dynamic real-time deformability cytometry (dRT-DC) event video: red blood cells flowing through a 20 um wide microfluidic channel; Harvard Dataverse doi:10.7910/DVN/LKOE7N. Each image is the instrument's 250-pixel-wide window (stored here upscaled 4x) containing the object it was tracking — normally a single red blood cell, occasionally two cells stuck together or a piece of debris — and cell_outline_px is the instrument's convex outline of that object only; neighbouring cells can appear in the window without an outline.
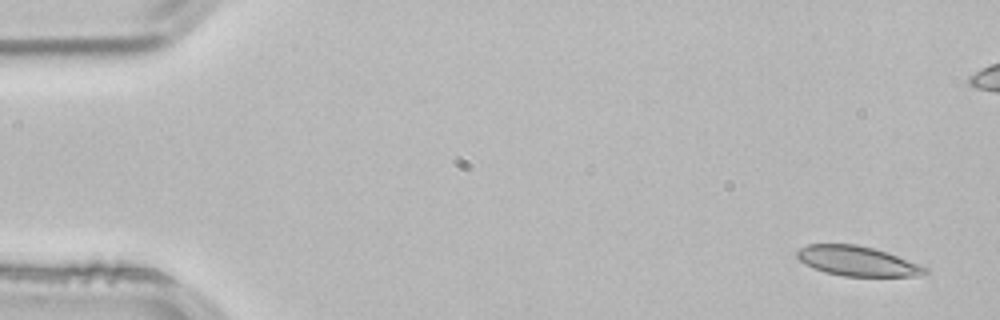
{"species": "common noctule bat (a hibernating species)", "species_latin": "Nyctalus noctula", "temperature_condition": "room temperature", "stored_images_in_passage": 15, "camera_frame_rate_fps": 3000, "um_per_image_px": 0.085, "animal": {"sex": "male", "body_mass_g": 21.5, "forearm_length_mm": 52.0}, "frame": {"image": 1, "passage_image": 1, "time_ms": 0.0, "image_size_px": [1000, 320], "cell_outline_px": [[928, 272], [916, 276], [844, 276], [824, 272], [804, 264], [796, 256], [796, 252], [800, 248], [808, 244], [856, 244], [872, 248], [896, 256], [928, 268]], "centroid_in_image_um": [72.81, 22.19], "position_along_channel_um": 12.2, "area_um2": 21.91}}
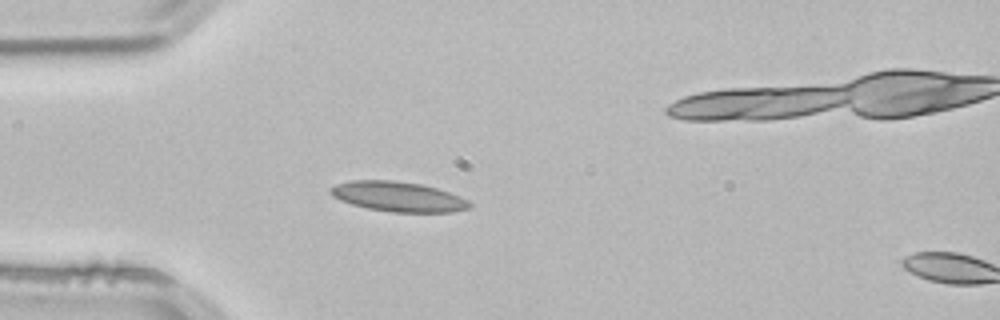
{"frame": {"image": 2, "passage_image": 13, "time_ms": 4.0, "image_size_px": [1000, 320], "cell_outline_px": [[472, 208], [452, 212], [392, 212], [368, 208], [352, 204], [340, 200], [332, 196], [328, 192], [328, 188], [336, 184], [352, 180], [396, 180], [420, 184], [436, 188], [460, 196], [468, 200], [472, 204]], "centroid_in_image_um": [33.83, 16.71], "position_along_channel_um": 51.2, "area_um2": 24.39}}